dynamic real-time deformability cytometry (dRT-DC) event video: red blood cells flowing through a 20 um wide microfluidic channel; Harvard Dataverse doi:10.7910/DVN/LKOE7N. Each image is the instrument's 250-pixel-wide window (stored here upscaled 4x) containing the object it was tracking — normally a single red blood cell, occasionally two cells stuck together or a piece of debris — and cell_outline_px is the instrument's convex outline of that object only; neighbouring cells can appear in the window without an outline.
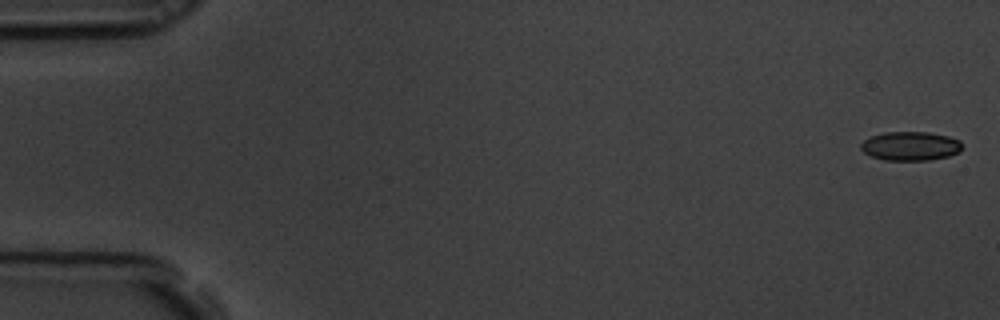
{"species": "common noctule bat (a hibernating species)", "species_latin": "Nyctalus noctula", "temperature_condition": "room temperature", "stored_images_in_passage": 7, "camera_frame_rate_fps": 3000, "um_per_image_px": 0.085, "animal": {"sex": "male", "body_mass_g": 19.5, "forearm_length_mm": 54.6}, "frame": {"image": 1, "passage_image": 1, "time_ms": 0.0, "image_size_px": [1000, 320], "cell_outline_px": [[964, 144], [960, 152], [948, 156], [928, 160], [884, 160], [872, 156], [864, 152], [860, 148], [860, 144], [864, 140], [872, 136], [884, 132], [928, 132], [948, 136], [960, 140]], "centroid_in_image_um": [77.42, 12.41], "position_along_channel_um": 7.6, "area_um2": 17.17}}
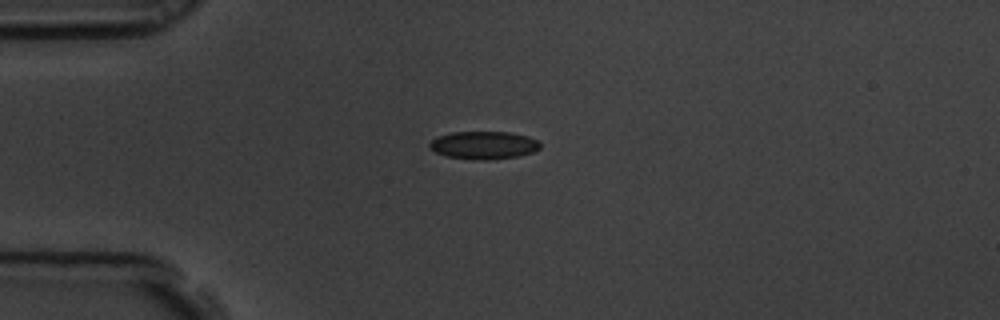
{"frame": {"image": 2, "passage_image": 5, "time_ms": 1.333, "image_size_px": [1000, 320], "cell_outline_px": [[540, 148], [532, 152], [516, 156], [488, 160], [476, 160], [444, 156], [428, 148], [428, 144], [436, 136], [452, 132], [508, 132], [528, 136], [536, 140], [540, 144]], "centroid_in_image_um": [41.06, 12.34], "position_along_channel_um": 43.9, "area_um2": 17.98}}
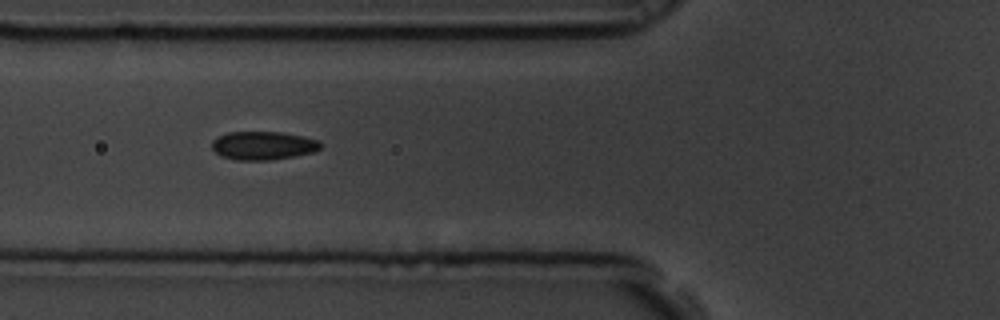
{"frame": {"image": 3, "passage_image": 7, "time_ms": 2.0, "image_size_px": [1000, 320], "cell_outline_px": [[324, 144], [320, 148], [312, 152], [272, 160], [236, 160], [220, 156], [212, 148], [212, 140], [228, 132], [284, 132], [304, 136], [320, 140]], "centroid_in_image_um": [22.39, 12.37], "position_along_channel_um": 103.4, "area_um2": 18.09}}